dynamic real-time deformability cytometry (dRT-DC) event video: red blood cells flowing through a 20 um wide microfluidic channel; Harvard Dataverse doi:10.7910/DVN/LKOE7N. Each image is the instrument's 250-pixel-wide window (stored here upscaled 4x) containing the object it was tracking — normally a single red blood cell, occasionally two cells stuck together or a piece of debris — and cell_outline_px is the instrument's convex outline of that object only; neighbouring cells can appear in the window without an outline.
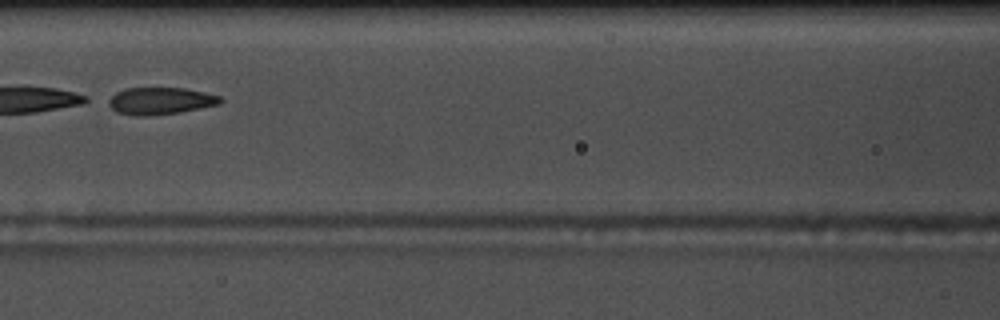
{"species": "common noctule bat (a hibernating species)", "species_latin": "Nyctalus noctula", "temperature_condition": "warm", "stored_images_in_passage": 54, "segment_of_instrument_passage": [2, 2], "camera_frame_rate_fps": 3000, "um_per_image_px": 0.085, "animal": {"sex": "male", "body_mass_g": 17.5, "forearm_length_mm": 52.3}, "frame": {"image": 1, "passage_image": 24, "time_ms": 7.667, "image_size_px": [1000, 320], "cell_outline_px": [[224, 100], [220, 104], [180, 112], [148, 116], [136, 116], [116, 112], [104, 100], [116, 92], [128, 88], [184, 88], [204, 92], [220, 96]], "centroid_in_image_um": [13.6, 8.58], "position_along_channel_um": 153.0, "area_um2": 17.8}}